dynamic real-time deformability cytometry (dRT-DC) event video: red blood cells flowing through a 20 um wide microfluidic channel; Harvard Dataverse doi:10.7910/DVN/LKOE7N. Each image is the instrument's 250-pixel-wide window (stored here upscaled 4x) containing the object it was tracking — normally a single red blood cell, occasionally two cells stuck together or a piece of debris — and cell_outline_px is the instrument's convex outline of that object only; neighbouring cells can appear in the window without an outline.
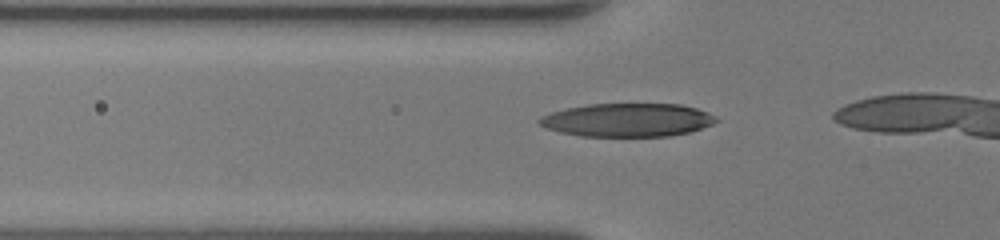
{"species": "human", "species_latin": "Homo sapiens", "temperature_condition": "room temperature", "stored_images_in_passage": 7, "camera_frame_rate_fps": 3000, "um_per_image_px": 0.085, "donor": {"sex": "female"}, "frame": {"image": 1, "passage_image": 4, "time_ms": 1.0, "image_size_px": [1000, 240], "cell_outline_px": [[720, 120], [712, 124], [688, 132], [672, 136], [580, 136], [560, 132], [548, 128], [540, 124], [536, 120], [540, 116], [552, 112], [568, 108], [588, 104], [680, 104], [696, 108], [708, 112], [716, 116]], "centroid_in_image_um": [53.35, 10.2], "position_along_channel_um": 72.5, "area_um2": 34.33}}